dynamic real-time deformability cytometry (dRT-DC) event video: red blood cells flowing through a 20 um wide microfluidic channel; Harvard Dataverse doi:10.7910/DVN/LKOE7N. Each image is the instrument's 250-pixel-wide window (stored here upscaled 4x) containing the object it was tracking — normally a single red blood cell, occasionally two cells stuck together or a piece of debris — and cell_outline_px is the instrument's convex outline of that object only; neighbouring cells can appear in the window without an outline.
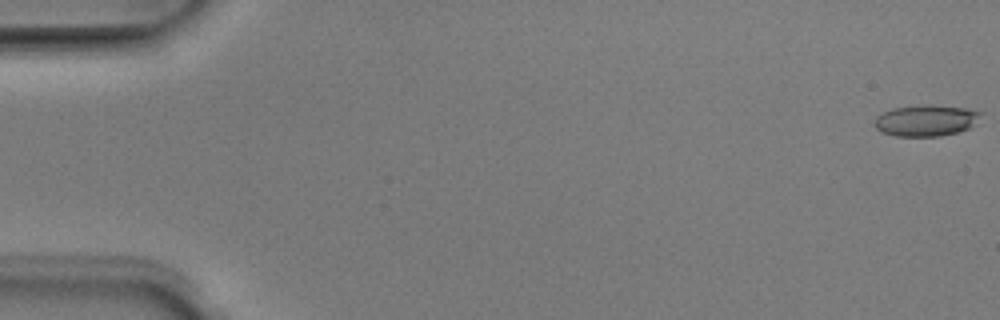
{"species": "Egyptian fruit bat (a non-hibernating species)", "species_latin": "Rousettus aegyptiacus", "temperature_condition": "room temperature", "stored_images_in_passage": 5, "camera_frame_rate_fps": 3000, "um_per_image_px": 0.085, "animal": {"sex": "male"}, "frame": {"image": 1, "passage_image": 1, "time_ms": 0.0, "image_size_px": [1000, 320], "cell_outline_px": [[980, 112], [976, 124], [968, 128], [956, 132], [940, 136], [896, 136], [880, 132], [876, 128], [876, 116], [892, 108], [924, 104], [928, 104], [968, 108]], "centroid_in_image_um": [78.69, 10.23], "position_along_channel_um": 6.3, "area_um2": 19.31}}
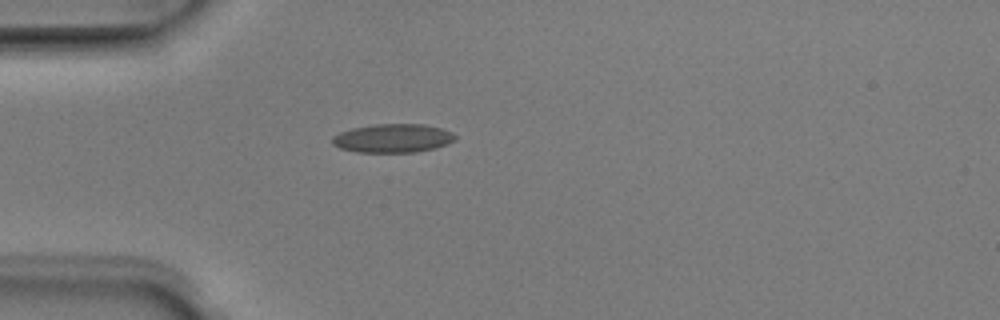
{"frame": {"image": 2, "passage_image": 5, "time_ms": 1.333, "image_size_px": [1000, 320], "cell_outline_px": [[456, 140], [448, 144], [416, 152], [356, 152], [340, 148], [332, 144], [332, 136], [340, 132], [352, 128], [376, 124], [424, 124], [440, 128], [452, 132], [456, 136]], "centroid_in_image_um": [33.38, 11.75], "position_along_channel_um": 51.6, "area_um2": 20.52}}